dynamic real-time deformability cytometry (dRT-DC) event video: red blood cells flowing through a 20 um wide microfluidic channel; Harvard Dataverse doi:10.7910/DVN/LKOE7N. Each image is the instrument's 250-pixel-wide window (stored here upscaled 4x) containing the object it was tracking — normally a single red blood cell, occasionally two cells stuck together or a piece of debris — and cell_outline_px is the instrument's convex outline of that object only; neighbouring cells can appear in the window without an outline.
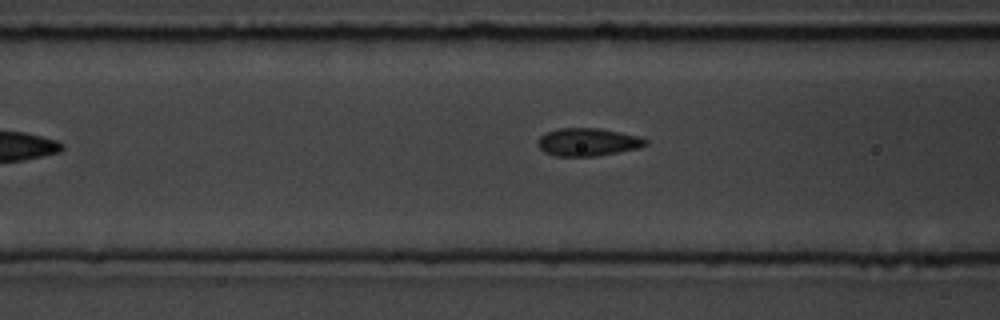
{"species": "common noctule bat (a hibernating species)", "species_latin": "Nyctalus noctula", "temperature_condition": "room temperature", "stored_images_in_passage": 6, "camera_frame_rate_fps": 3000, "um_per_image_px": 0.085, "animal": {"sex": "male", "body_mass_g": 19.5, "forearm_length_mm": 54.6}, "frame": {"image": 1, "passage_image": 6, "time_ms": 5.667, "image_size_px": [1000, 320], "cell_outline_px": [[648, 144], [640, 148], [596, 156], [556, 156], [544, 152], [536, 144], [536, 140], [540, 136], [548, 132], [560, 128], [600, 128], [640, 136], [648, 140]], "centroid_in_image_um": [49.98, 12.07], "position_along_channel_um": 116.6, "area_um2": 17.63}}